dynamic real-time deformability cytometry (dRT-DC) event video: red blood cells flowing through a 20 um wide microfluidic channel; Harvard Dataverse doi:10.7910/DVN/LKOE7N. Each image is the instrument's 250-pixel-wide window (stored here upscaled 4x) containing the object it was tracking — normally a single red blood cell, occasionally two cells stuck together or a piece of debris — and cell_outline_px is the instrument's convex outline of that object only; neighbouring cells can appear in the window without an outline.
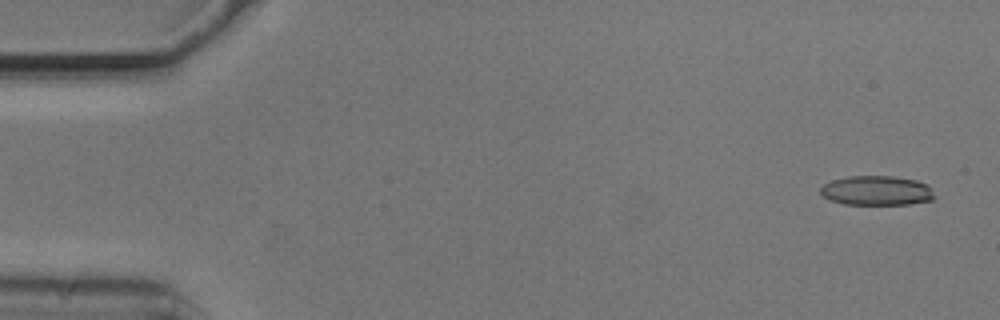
{"species": "common noctule bat (a hibernating species)", "species_latin": "Nyctalus noctula", "temperature_condition": "cold", "stored_images_in_passage": 8, "camera_frame_rate_fps": 3000, "um_per_image_px": 0.085, "animal": {"sex": "male", "body_mass_g": 20.5, "forearm_length_mm": 52.5}, "frame": {"image": 1, "passage_image": 3, "time_ms": 0.667, "image_size_px": [1000, 320], "cell_outline_px": [[936, 196], [932, 200], [908, 204], [844, 204], [832, 200], [824, 196], [820, 192], [820, 188], [824, 184], [832, 180], [848, 176], [892, 176], [916, 180], [928, 184]], "centroid_in_image_um": [74.55, 16.19], "position_along_channel_um": 10.5, "area_um2": 19.59}}